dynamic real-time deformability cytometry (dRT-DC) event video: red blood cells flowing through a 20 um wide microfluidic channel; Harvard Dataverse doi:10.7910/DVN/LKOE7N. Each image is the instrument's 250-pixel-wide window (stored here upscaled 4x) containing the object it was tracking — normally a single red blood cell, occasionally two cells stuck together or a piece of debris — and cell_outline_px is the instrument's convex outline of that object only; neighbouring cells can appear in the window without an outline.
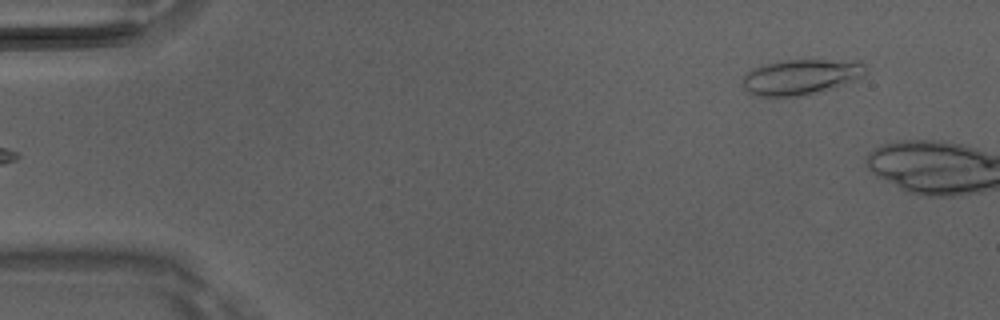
{"species": "Egyptian fruit bat (a non-hibernating species)", "species_latin": "Rousettus aegyptiacus", "temperature_condition": "room temperature", "stored_images_in_passage": 4, "camera_frame_rate_fps": 3000, "um_per_image_px": 0.085, "animal": {"sex": "male"}, "frame": {"image": 1, "passage_image": 4, "time_ms": 1.0, "image_size_px": [1000, 320], "cell_outline_px": [[868, 72], [864, 76], [856, 80], [832, 88], [800, 96], [760, 96], [744, 88], [744, 76], [752, 68], [768, 64], [788, 60], [860, 60], [864, 64]], "centroid_in_image_um": [68.17, 6.52], "position_along_channel_um": 16.8, "area_um2": 25.14}}